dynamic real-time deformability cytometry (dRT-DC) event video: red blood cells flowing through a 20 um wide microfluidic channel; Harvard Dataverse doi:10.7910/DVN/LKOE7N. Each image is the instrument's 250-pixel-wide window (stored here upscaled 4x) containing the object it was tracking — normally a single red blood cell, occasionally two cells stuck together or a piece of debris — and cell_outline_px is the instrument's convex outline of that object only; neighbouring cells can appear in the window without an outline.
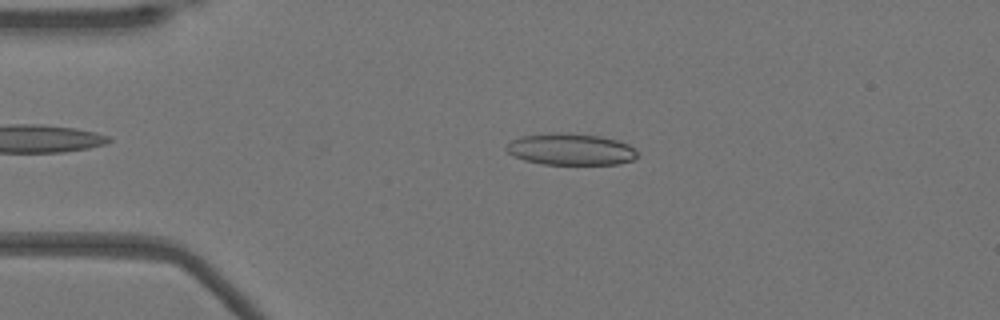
{"species": "Egyptian fruit bat (a non-hibernating species)", "species_latin": "Rousettus aegyptiacus", "temperature_condition": "warm", "stored_images_in_passage": 33, "camera_frame_rate_fps": 3000, "um_per_image_px": 0.085, "animal": {"sex": "female"}, "frame": {"image": 1, "passage_image": 10, "time_ms": 3.0, "image_size_px": [1000, 320], "cell_outline_px": [[636, 156], [632, 160], [620, 164], [544, 164], [524, 160], [508, 152], [504, 148], [512, 140], [520, 136], [552, 132], [568, 132], [600, 136], [616, 140], [628, 144], [636, 148]], "centroid_in_image_um": [48.51, 12.67], "position_along_channel_um": 36.5, "area_um2": 24.22}}
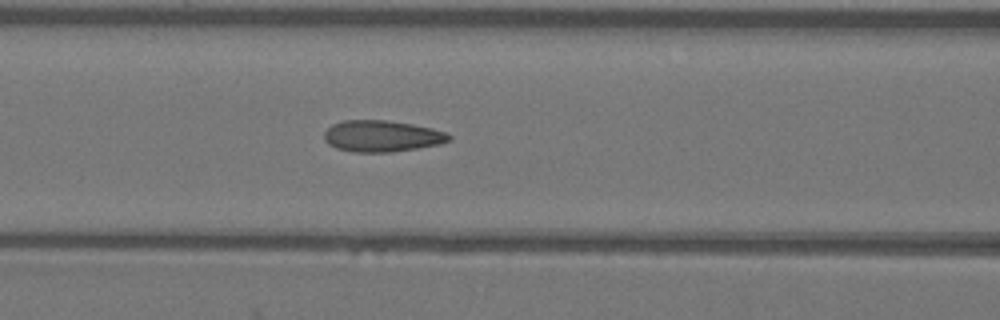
{"frame": {"image": 2, "passage_image": 20, "time_ms": 6.333, "image_size_px": [1000, 320], "cell_outline_px": [[452, 140], [440, 144], [392, 152], [352, 152], [336, 148], [328, 144], [324, 140], [324, 132], [332, 124], [344, 120], [388, 120], [412, 124], [432, 128], [448, 132], [452, 136]], "centroid_in_image_um": [32.47, 11.57], "position_along_channel_um": 134.1, "area_um2": 23.06}}
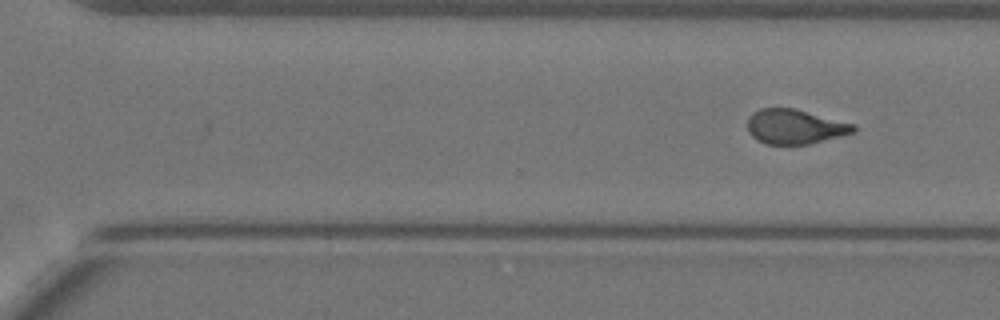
{"frame": {"image": 3, "passage_image": 33, "time_ms": 10.667, "image_size_px": [1000, 320], "cell_outline_px": [[856, 132], [808, 144], [768, 144], [756, 140], [748, 132], [748, 116], [752, 112], [760, 108], [792, 108], [856, 124]], "centroid_in_image_um": [67.56, 10.76], "position_along_channel_um": 303.0, "area_um2": 21.39}}